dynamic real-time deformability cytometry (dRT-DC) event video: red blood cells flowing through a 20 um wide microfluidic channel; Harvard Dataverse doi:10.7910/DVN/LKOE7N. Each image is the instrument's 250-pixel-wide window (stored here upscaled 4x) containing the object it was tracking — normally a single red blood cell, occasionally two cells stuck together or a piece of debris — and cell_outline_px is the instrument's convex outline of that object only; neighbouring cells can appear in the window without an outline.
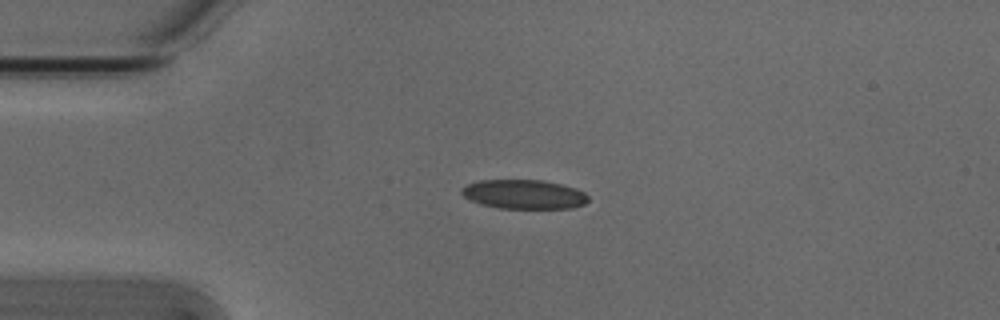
{"species": "Egyptian fruit bat (a non-hibernating species)", "species_latin": "Rousettus aegyptiacus", "temperature_condition": "cold", "stored_images_in_passage": 42, "camera_frame_rate_fps": 3000, "um_per_image_px": 0.085, "animal": {"sex": "male"}, "frame": {"image": 1, "passage_image": 1, "time_ms": 0.0, "image_size_px": [1000, 320], "cell_outline_px": [[588, 200], [584, 204], [572, 208], [500, 208], [480, 204], [464, 196], [460, 192], [460, 188], [468, 184], [480, 180], [540, 180], [560, 184], [576, 188], [584, 192], [588, 196]], "centroid_in_image_um": [44.53, 16.51], "position_along_channel_um": 40.5, "area_um2": 21.44}}
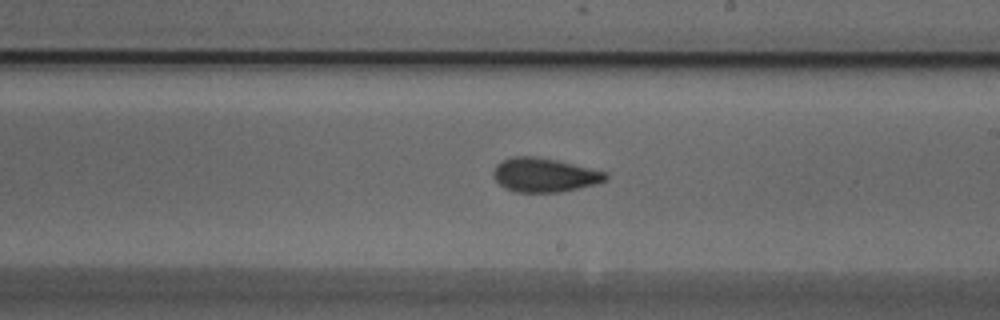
{"frame": {"image": 2, "passage_image": 19, "time_ms": 6.0, "image_size_px": [1000, 320], "cell_outline_px": [[608, 180], [596, 184], [560, 192], [516, 192], [504, 188], [492, 176], [492, 172], [496, 164], [504, 160], [516, 156], [532, 156], [556, 160], [608, 172]], "centroid_in_image_um": [46.28, 14.88], "position_along_channel_um": 242.7, "area_um2": 22.25}}
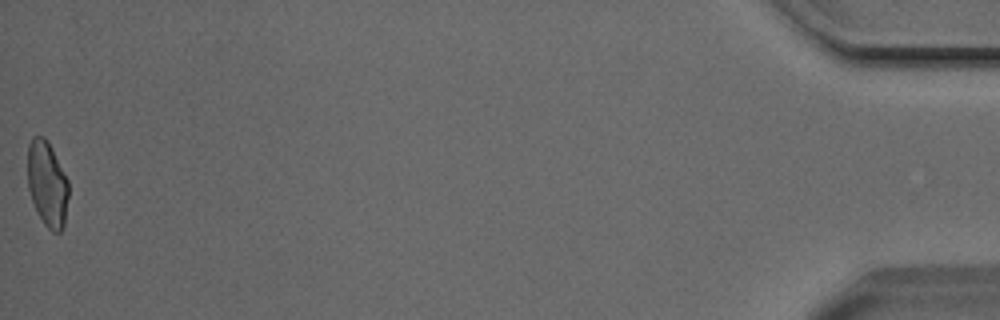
{"frame": {"image": 3, "passage_image": 42, "time_ms": 13.667, "image_size_px": [1000, 320], "cell_outline_px": [[68, 196], [64, 224], [60, 232], [52, 232], [44, 224], [36, 212], [28, 188], [28, 144], [32, 136], [44, 136], [48, 140], [68, 180]], "centroid_in_image_um": [4.01, 15.62], "position_along_channel_um": 431.2, "area_um2": 20.46}, "authors_computed_cell_mechanics": {"area_um2": 21.4438, "velocity_mm_per_s": 3.8109, "shape_relaxation_time_tau1_ms": null, "shape_relaxation_time_tau2_ms": 1.9159, "deformation_change_tau1": null, "deformation_change_tau2": 0.0637}}